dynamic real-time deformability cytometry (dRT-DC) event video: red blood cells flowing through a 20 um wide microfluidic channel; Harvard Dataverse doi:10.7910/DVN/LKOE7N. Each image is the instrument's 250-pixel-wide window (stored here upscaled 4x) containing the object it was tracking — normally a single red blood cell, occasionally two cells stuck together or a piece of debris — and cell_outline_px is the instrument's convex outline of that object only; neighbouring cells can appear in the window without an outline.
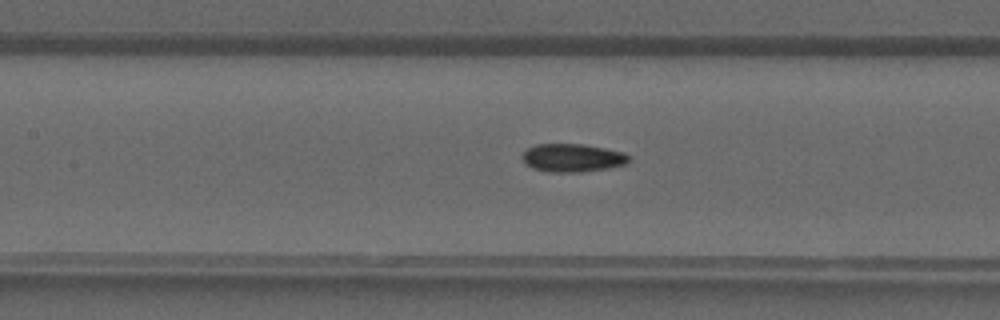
{"species": "common noctule bat (a hibernating species)", "species_latin": "Nyctalus noctula", "temperature_condition": "warm", "stored_images_in_passage": 28, "camera_frame_rate_fps": 3000, "um_per_image_px": 0.085, "animal": {"sex": "male", "forearm_length_mm": 52.5}, "frame": {"image": 1, "passage_image": 13, "time_ms": 4.0, "image_size_px": [1000, 320], "cell_outline_px": [[632, 160], [628, 164], [608, 168], [580, 172], [548, 172], [532, 168], [524, 164], [520, 156], [528, 148], [536, 144], [584, 144], [624, 152], [632, 156]], "centroid_in_image_um": [48.68, 13.42], "position_along_channel_um": 158.7, "area_um2": 17.86}}
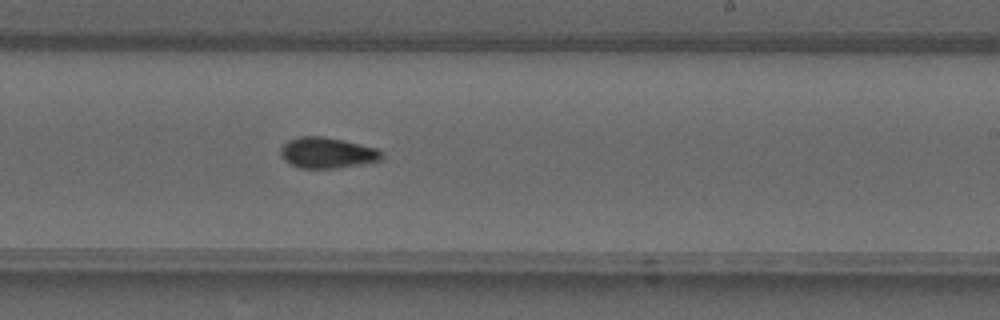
{"frame": {"image": 2, "passage_image": 19, "time_ms": 6.0, "image_size_px": [1000, 320], "cell_outline_px": [[384, 156], [380, 160], [364, 164], [340, 168], [300, 168], [288, 164], [280, 156], [280, 148], [288, 140], [300, 136], [324, 136], [344, 140], [376, 148], [384, 152]], "centroid_in_image_um": [27.81, 12.99], "position_along_channel_um": 261.2, "area_um2": 18.5}}
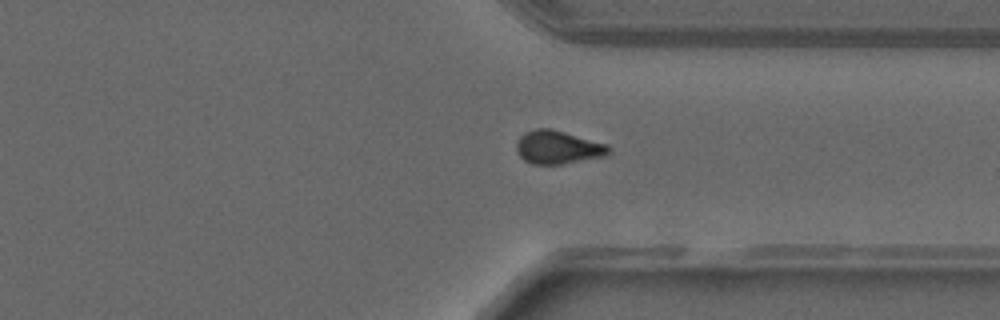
{"frame": {"image": 3, "passage_image": 25, "time_ms": 8.0, "image_size_px": [1000, 320], "cell_outline_px": [[608, 156], [560, 164], [532, 164], [524, 160], [516, 152], [516, 140], [524, 132], [536, 128], [552, 128], [608, 144]], "centroid_in_image_um": [47.39, 12.51], "position_along_channel_um": 364.0, "area_um2": 18.09}}